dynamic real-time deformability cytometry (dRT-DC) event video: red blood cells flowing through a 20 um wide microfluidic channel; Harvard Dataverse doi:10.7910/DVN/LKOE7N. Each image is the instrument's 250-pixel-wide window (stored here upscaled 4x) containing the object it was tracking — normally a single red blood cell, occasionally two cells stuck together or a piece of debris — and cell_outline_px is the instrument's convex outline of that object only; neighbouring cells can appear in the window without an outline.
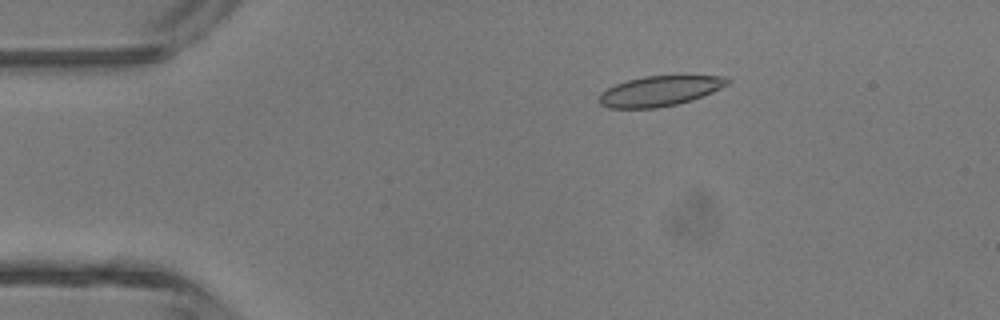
{"species": "common noctule bat (a hibernating species)", "species_latin": "Nyctalus noctula", "temperature_condition": "room temperature", "stored_images_in_passage": 46, "camera_frame_rate_fps": 3000, "um_per_image_px": 0.085, "animal": {"sex": "male", "body_mass_g": 13.3}, "frame": {"image": 1, "passage_image": 8, "time_ms": 2.333, "image_size_px": [1000, 320], "cell_outline_px": [[732, 80], [728, 84], [712, 92], [692, 100], [676, 104], [656, 108], [608, 108], [600, 104], [596, 100], [600, 92], [616, 84], [628, 80], [644, 76], [724, 76]], "centroid_in_image_um": [56.04, 7.74], "position_along_channel_um": 29.0, "area_um2": 22.54}}
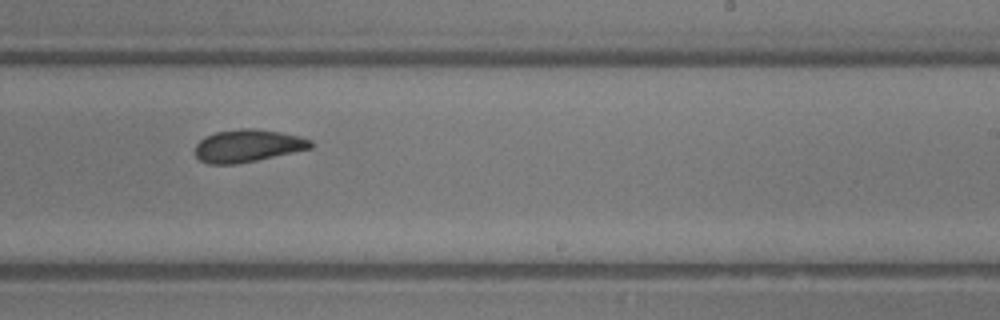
{"frame": {"image": 2, "passage_image": 28, "time_ms": 9.0, "image_size_px": [1000, 320], "cell_outline_px": [[316, 144], [312, 148], [256, 160], [236, 164], [208, 164], [200, 160], [196, 156], [196, 144], [204, 136], [216, 132], [240, 128], [252, 128], [280, 132], [300, 136], [312, 140]], "centroid_in_image_um": [21.07, 12.38], "position_along_channel_um": 267.9, "area_um2": 21.96}}
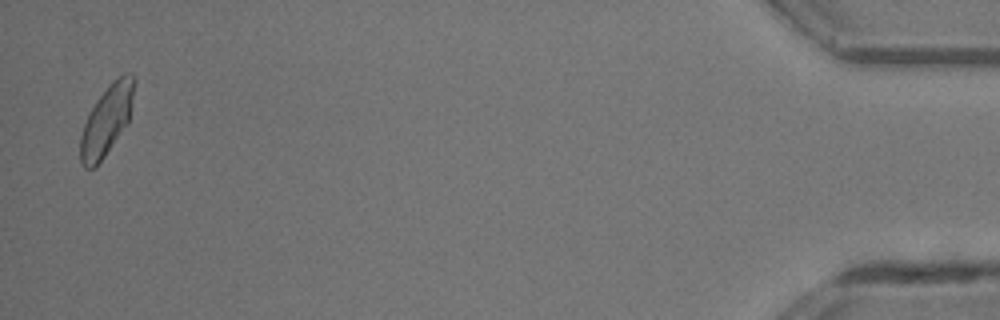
{"frame": {"image": 3, "passage_image": 45, "time_ms": 14.667, "image_size_px": [1000, 320], "cell_outline_px": [[132, 96], [128, 124], [104, 156], [92, 168], [84, 168], [80, 160], [80, 136], [88, 112], [112, 80], [124, 72], [132, 72]], "centroid_in_image_um": [9.03, 10.22], "position_along_channel_um": 426.2, "area_um2": 21.39}, "authors_computed_cell_mechanics": {"area_um2": 22.0796, "velocity_mm_per_s": 4.4537, "shape_relaxation_time_tau1_ms": 6.1682, "shape_relaxation_time_tau2_ms": 2.2103, "deformation_change_tau1": 0.1618, "deformation_change_tau2": 0.0899}}